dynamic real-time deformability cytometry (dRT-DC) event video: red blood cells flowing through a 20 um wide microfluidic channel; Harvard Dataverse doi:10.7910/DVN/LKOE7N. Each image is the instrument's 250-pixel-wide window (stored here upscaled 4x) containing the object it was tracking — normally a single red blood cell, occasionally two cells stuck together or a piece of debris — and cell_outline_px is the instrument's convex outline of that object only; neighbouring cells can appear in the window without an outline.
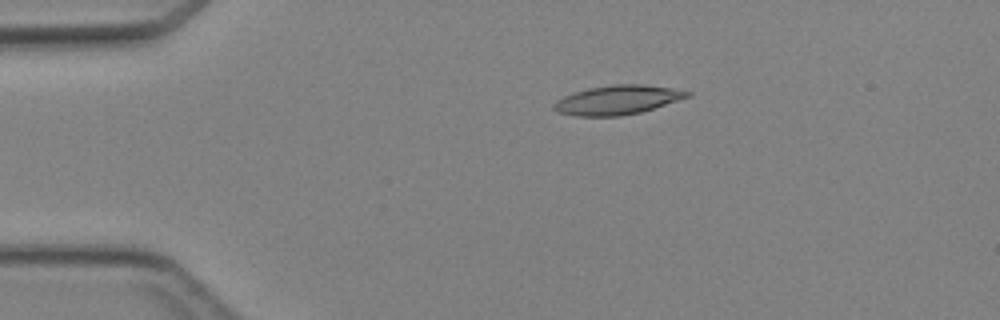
{"species": "Egyptian fruit bat (a non-hibernating species)", "species_latin": "Rousettus aegyptiacus", "temperature_condition": "cold", "stored_images_in_passage": 3, "camera_frame_rate_fps": 3000, "um_per_image_px": 0.085, "animal": {"sex": "female"}, "frame": {"image": 1, "passage_image": 2, "time_ms": 2.0, "image_size_px": [1000, 320], "cell_outline_px": [[692, 96], [640, 112], [620, 116], [576, 116], [560, 112], [552, 108], [552, 104], [556, 100], [564, 96], [588, 88], [612, 84], [644, 84], [672, 88], [692, 92]], "centroid_in_image_um": [52.5, 8.49], "position_along_channel_um": 32.5, "area_um2": 22.66}}